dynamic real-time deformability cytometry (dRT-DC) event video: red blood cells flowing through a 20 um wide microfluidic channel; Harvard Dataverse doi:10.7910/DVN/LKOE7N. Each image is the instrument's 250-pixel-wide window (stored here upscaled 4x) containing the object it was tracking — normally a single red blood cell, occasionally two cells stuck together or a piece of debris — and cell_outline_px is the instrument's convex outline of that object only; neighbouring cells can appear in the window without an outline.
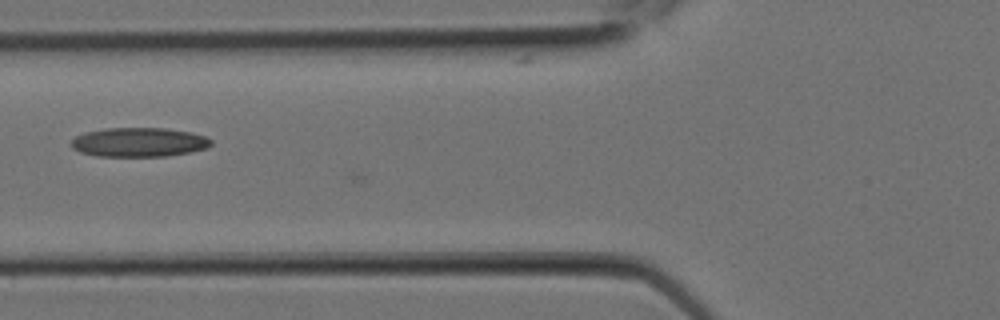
{"species": "Egyptian fruit bat (a non-hibernating species)", "species_latin": "Rousettus aegyptiacus", "temperature_condition": "room temperature", "stored_images_in_passage": 12, "camera_frame_rate_fps": 3000, "um_per_image_px": 0.085, "animal": {"sex": "female"}, "frame": {"image": 1, "passage_image": 10, "time_ms": 3.0, "image_size_px": [1000, 320], "cell_outline_px": [[212, 144], [208, 148], [168, 156], [96, 156], [80, 152], [72, 148], [68, 144], [76, 136], [84, 132], [104, 128], [164, 128], [192, 132], [204, 136], [212, 140]], "centroid_in_image_um": [11.78, 12.08], "position_along_channel_um": 114.0, "area_um2": 23.99}}
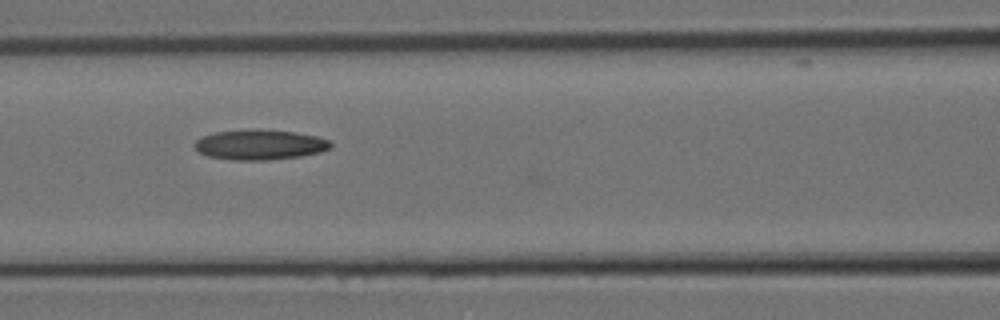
{"frame": {"image": 2, "passage_image": 11, "time_ms": 3.333, "image_size_px": [1000, 320], "cell_outline_px": [[332, 148], [320, 152], [300, 156], [268, 160], [232, 160], [208, 156], [200, 152], [192, 144], [200, 136], [216, 132], [256, 128], [296, 132], [316, 136], [328, 140], [332, 144]], "centroid_in_image_um": [22.07, 12.29], "position_along_channel_um": 144.5, "area_um2": 24.1}}
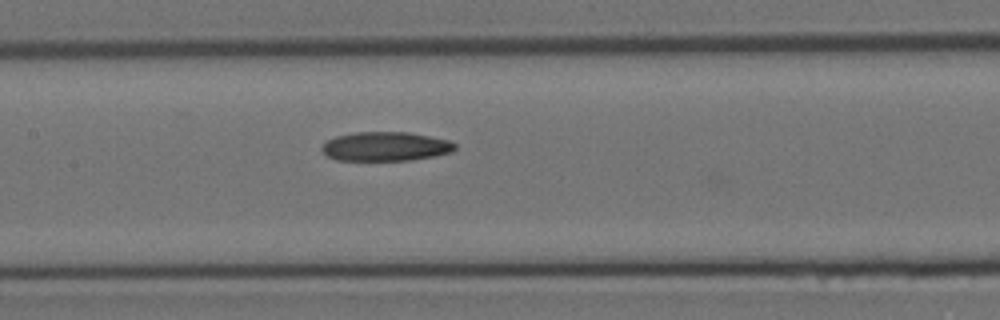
{"frame": {"image": 3, "passage_image": 12, "time_ms": 3.667, "image_size_px": [1000, 320], "cell_outline_px": [[456, 148], [452, 152], [412, 160], [336, 160], [328, 156], [320, 148], [328, 140], [336, 136], [356, 132], [408, 132], [448, 140], [456, 144]], "centroid_in_image_um": [32.77, 12.45], "position_along_channel_um": 174.6, "area_um2": 22.43}}